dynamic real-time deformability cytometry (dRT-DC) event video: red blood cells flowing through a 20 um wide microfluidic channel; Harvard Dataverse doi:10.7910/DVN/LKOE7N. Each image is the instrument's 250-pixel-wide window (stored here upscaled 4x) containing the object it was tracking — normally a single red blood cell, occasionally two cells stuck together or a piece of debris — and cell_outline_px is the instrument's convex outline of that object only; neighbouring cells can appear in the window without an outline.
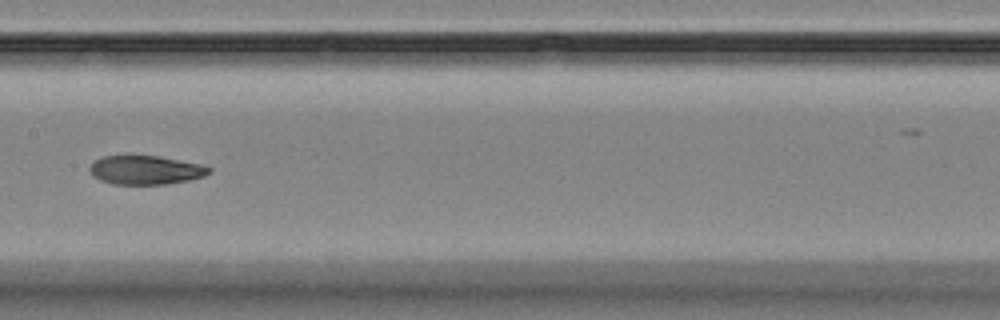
{"species": "Egyptian fruit bat (a non-hibernating species)", "species_latin": "Rousettus aegyptiacus", "temperature_condition": "room temperature", "stored_images_in_passage": 10, "camera_frame_rate_fps": 3000, "um_per_image_px": 0.085, "animal": {"sex": "female"}, "frame": {"image": 1, "passage_image": 7, "time_ms": 7.0, "image_size_px": [1000, 320], "cell_outline_px": [[212, 172], [204, 176], [188, 180], [164, 184], [112, 184], [100, 180], [92, 176], [88, 172], [88, 168], [96, 160], [104, 156], [160, 156], [200, 164], [212, 168]], "centroid_in_image_um": [12.37, 14.45], "position_along_channel_um": 195.0, "area_um2": 20.06}}
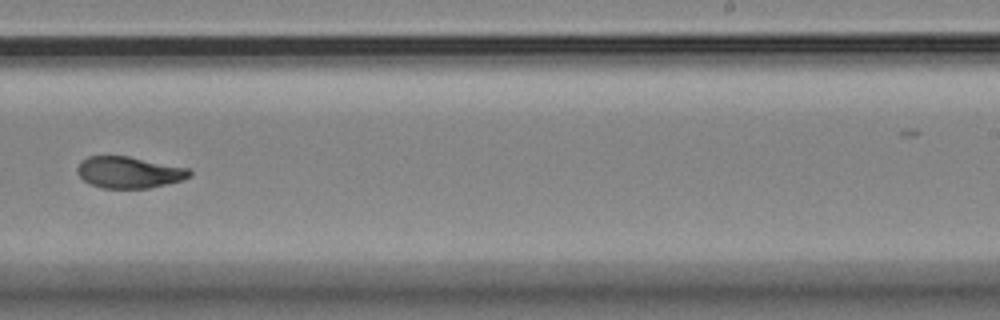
{"frame": {"image": 2, "passage_image": 9, "time_ms": 9.333, "image_size_px": [1000, 320], "cell_outline_px": [[192, 176], [184, 180], [148, 188], [100, 188], [84, 180], [76, 172], [76, 168], [80, 160], [88, 156], [128, 156], [188, 168], [192, 172]], "centroid_in_image_um": [10.96, 14.65], "position_along_channel_um": 278.0, "area_um2": 20.69}}
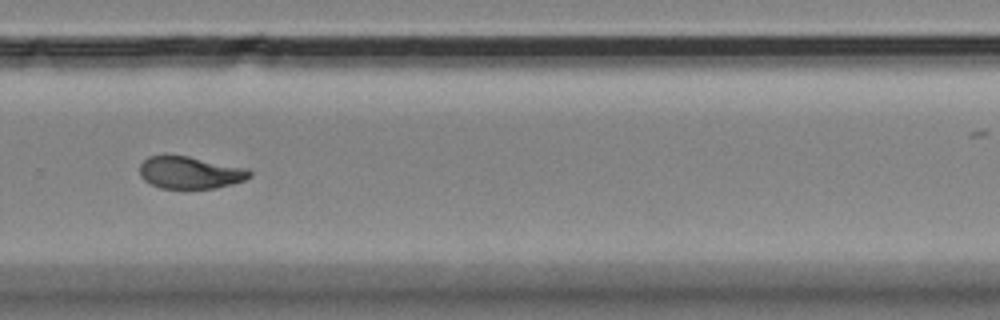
{"frame": {"image": 3, "passage_image": 10, "time_ms": 10.333, "image_size_px": [1000, 320], "cell_outline_px": [[252, 176], [244, 180], [232, 184], [216, 188], [160, 188], [144, 180], [140, 176], [140, 164], [148, 156], [164, 152], [188, 156], [248, 168], [252, 172]], "centroid_in_image_um": [16.13, 14.63], "position_along_channel_um": 313.7, "area_um2": 21.15}}